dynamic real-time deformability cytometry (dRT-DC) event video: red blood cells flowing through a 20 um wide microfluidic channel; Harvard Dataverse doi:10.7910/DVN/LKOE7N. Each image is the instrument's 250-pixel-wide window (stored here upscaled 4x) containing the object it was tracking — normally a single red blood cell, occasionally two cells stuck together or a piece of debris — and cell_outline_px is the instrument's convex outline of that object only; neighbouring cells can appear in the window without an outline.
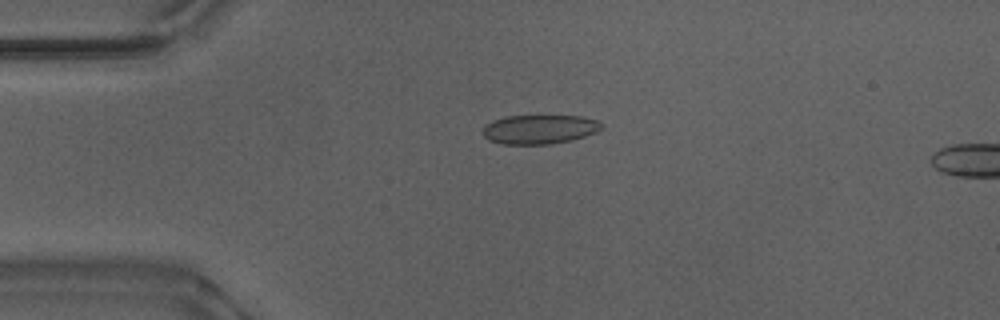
{"species": "Egyptian fruit bat (a non-hibernating species)", "species_latin": "Rousettus aegyptiacus", "temperature_condition": "warm", "stored_images_in_passage": 41, "camera_frame_rate_fps": 3000, "um_per_image_px": 0.085, "animal": {"sex": "male"}, "frame": {"image": 1, "passage_image": 1, "time_ms": 0.0, "image_size_px": [1000, 320], "cell_outline_px": [[604, 124], [596, 132], [572, 140], [552, 144], [504, 144], [488, 140], [484, 136], [484, 128], [492, 120], [504, 116], [580, 116], [596, 120]], "centroid_in_image_um": [45.86, 10.99], "position_along_channel_um": 39.1, "area_um2": 20.06}}
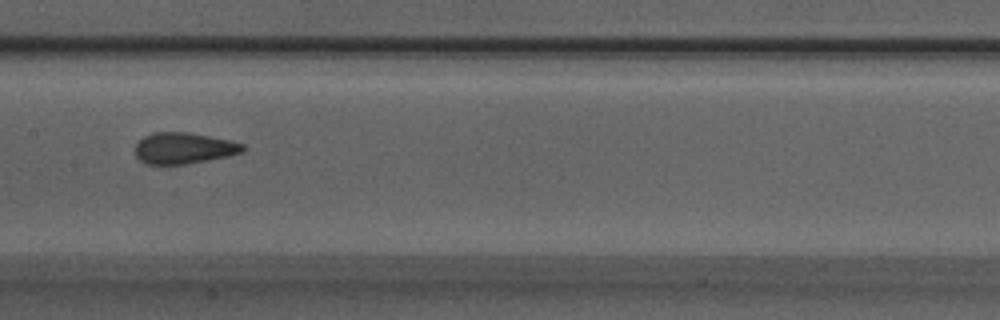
{"frame": {"image": 2, "passage_image": 15, "time_ms": 4.667, "image_size_px": [1000, 320], "cell_outline_px": [[248, 148], [240, 152], [228, 156], [184, 164], [148, 164], [140, 160], [136, 156], [136, 144], [144, 136], [152, 132], [188, 132], [228, 140], [244, 144]], "centroid_in_image_um": [15.61, 12.59], "position_along_channel_um": 191.8, "area_um2": 19.36}}
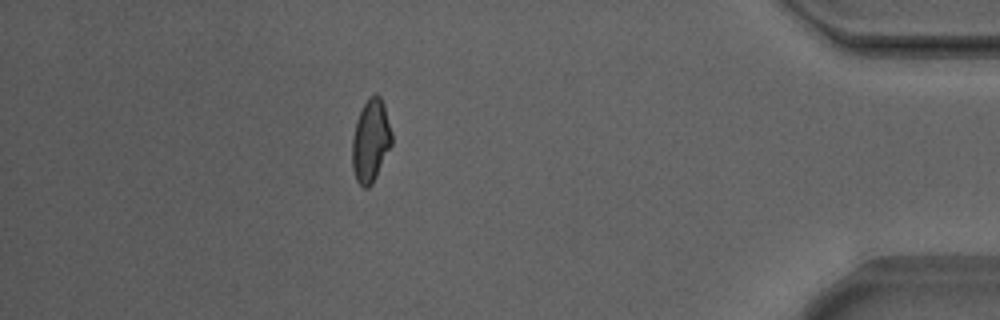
{"frame": {"image": 3, "passage_image": 35, "time_ms": 11.333, "image_size_px": [1000, 320], "cell_outline_px": [[392, 144], [372, 184], [368, 188], [364, 188], [356, 180], [352, 168], [352, 140], [356, 120], [368, 96], [376, 92], [380, 96], [384, 104], [392, 132]], "centroid_in_image_um": [31.51, 11.94], "position_along_channel_um": 403.7, "area_um2": 19.19}, "authors_computed_cell_mechanics": {"area_um2": 19.2474, "velocity_mm_per_s": 3.9077, "shape_relaxation_time_tau1_ms": 10.8045, "shape_relaxation_time_tau2_ms": 1.0641, "deformation_change_tau1": 0.2048, "deformation_change_tau2": 0.0751}}